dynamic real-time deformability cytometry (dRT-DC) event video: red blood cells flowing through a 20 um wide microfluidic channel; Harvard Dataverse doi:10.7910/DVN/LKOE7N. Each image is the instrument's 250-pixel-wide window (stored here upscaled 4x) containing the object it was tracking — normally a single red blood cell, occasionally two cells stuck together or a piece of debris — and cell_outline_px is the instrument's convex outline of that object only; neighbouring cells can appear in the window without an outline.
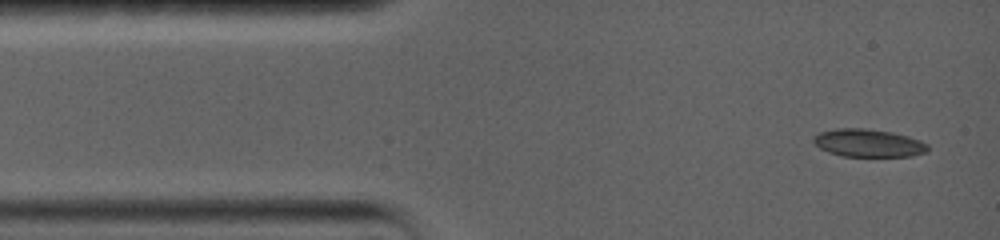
{"species": "common noctule bat (a hibernating species)", "species_latin": "Nyctalus noctula", "temperature_condition": "warm", "stored_images_in_passage": 49, "camera_frame_rate_fps": 5000, "um_per_image_px": 0.085, "animal": {"sex": "female", "body_mass_g": 19.0, "forearm_length_mm": 56.7}, "frame": {"image": 1, "passage_image": 1, "time_ms": 0.0, "image_size_px": [1000, 240], "cell_outline_px": [[928, 152], [912, 156], [844, 156], [828, 152], [820, 148], [812, 140], [820, 132], [836, 128], [864, 128], [892, 132], [908, 136], [920, 140], [928, 144]], "centroid_in_image_um": [73.84, 12.15], "position_along_channel_um": 11.2, "area_um2": 18.5}}
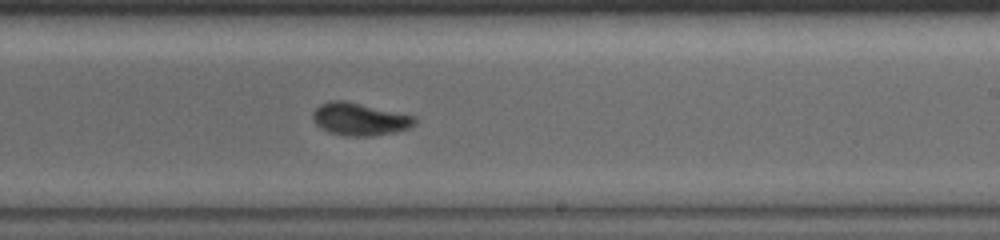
{"frame": {"image": 2, "passage_image": 22, "time_ms": 8.6, "image_size_px": [1000, 240], "cell_outline_px": [[416, 124], [412, 128], [396, 132], [372, 136], [348, 136], [328, 132], [320, 128], [316, 124], [312, 116], [312, 112], [320, 104], [328, 100], [344, 100], [416, 116]], "centroid_in_image_um": [30.59, 10.13], "position_along_channel_um": 258.4, "area_um2": 19.59}}
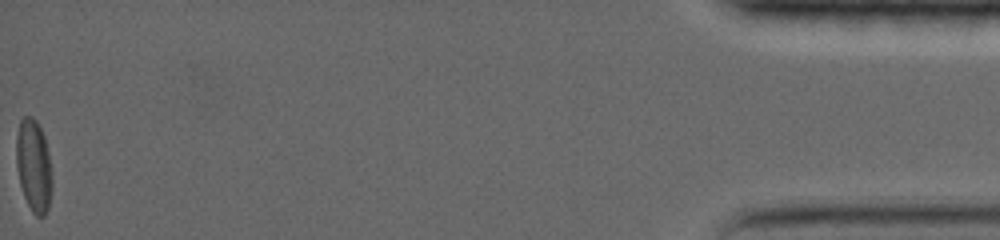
{"frame": {"image": 3, "passage_image": 49, "time_ms": 17.4, "image_size_px": [1000, 240], "cell_outline_px": [[52, 188], [48, 208], [44, 216], [36, 216], [32, 212], [24, 196], [20, 184], [16, 164], [16, 136], [20, 120], [24, 116], [32, 116], [36, 120], [44, 136], [48, 152], [52, 172]], "centroid_in_image_um": [2.86, 14.08], "position_along_channel_um": 432.3, "area_um2": 19.36}, "authors_computed_cell_mechanics": {"area_um2": 18.9006, "velocity_mm_per_s": 3.5984, "shape_relaxation_time_tau1_ms": 7.4412, "shape_relaxation_time_tau2_ms": 2.5211, "deformation_change_tau1": 0.1415, "deformation_change_tau2": 0.0528}}